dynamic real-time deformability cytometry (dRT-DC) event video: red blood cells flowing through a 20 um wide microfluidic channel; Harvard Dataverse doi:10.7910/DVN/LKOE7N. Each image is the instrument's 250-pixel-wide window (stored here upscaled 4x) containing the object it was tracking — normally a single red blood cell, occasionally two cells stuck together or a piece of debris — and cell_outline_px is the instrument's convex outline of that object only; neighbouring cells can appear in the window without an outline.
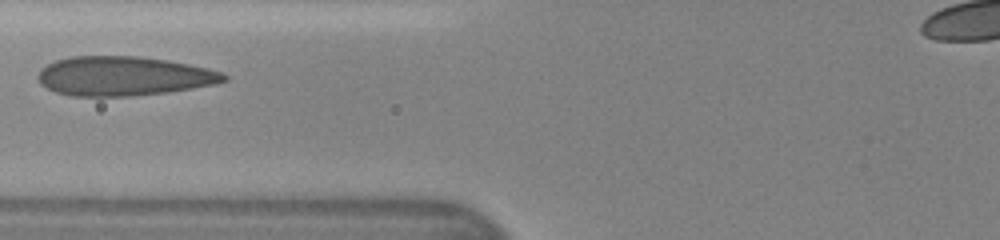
{"species": "human", "species_latin": "Homo sapiens", "temperature_condition": "cold", "stored_images_in_passage": 13, "camera_frame_rate_fps": 3000, "um_per_image_px": 0.085, "donor": {"sex": "female"}, "frame": {"image": 1, "passage_image": 3, "time_ms": 2.333, "image_size_px": [1000, 240], "cell_outline_px": [[228, 80], [216, 84], [192, 88], [164, 92], [132, 96], [72, 96], [56, 92], [40, 84], [40, 68], [56, 60], [72, 56], [136, 56], [168, 60], [208, 68], [220, 72], [228, 76]], "centroid_in_image_um": [10.52, 6.46], "position_along_channel_um": 115.3, "area_um2": 42.37}}
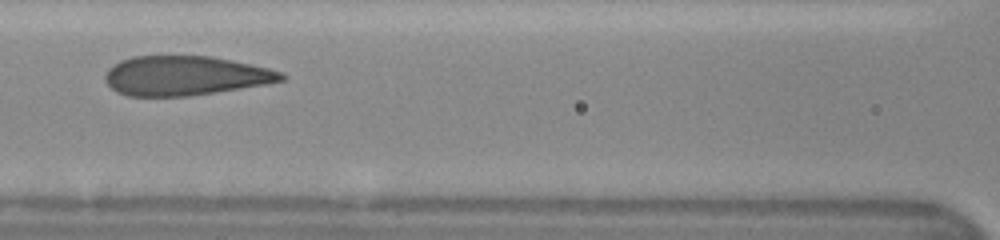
{"frame": {"image": 2, "passage_image": 4, "time_ms": 3.333, "image_size_px": [1000, 240], "cell_outline_px": [[284, 80], [264, 84], [216, 92], [188, 96], [128, 96], [116, 92], [104, 80], [104, 76], [108, 68], [112, 64], [120, 60], [132, 56], [212, 56], [232, 60], [268, 68], [284, 72]], "centroid_in_image_um": [15.69, 6.43], "position_along_channel_um": 150.9, "area_um2": 40.52}}
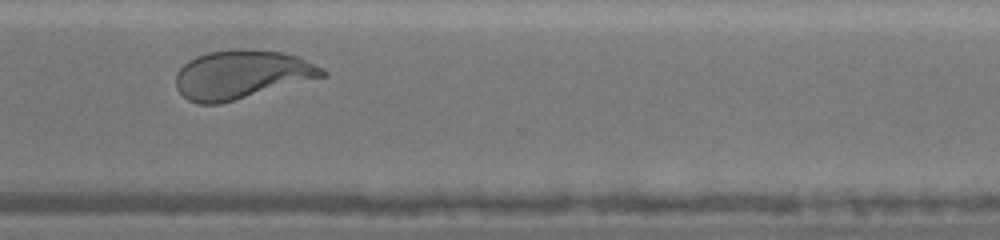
{"frame": {"image": 3, "passage_image": 10, "time_ms": 9.0, "image_size_px": [1000, 240], "cell_outline_px": [[328, 76], [220, 104], [200, 104], [188, 100], [176, 88], [176, 72], [188, 60], [196, 56], [208, 52], [232, 48], [244, 48], [284, 52], [296, 56], [324, 68], [328, 72]], "centroid_in_image_um": [20.55, 6.33], "position_along_channel_um": 350.0, "area_um2": 41.96}, "authors_computed_cell_mechanics": {"area_um2": 41.2692, "velocity_mm_per_s": 3.5133, "shape_relaxation_time_tau1_ms": 7.7782, "shape_relaxation_time_tau2_ms": 0.0354, "deformation_change_tau1": 0.2289, "deformation_change_tau2": 0.0723}}